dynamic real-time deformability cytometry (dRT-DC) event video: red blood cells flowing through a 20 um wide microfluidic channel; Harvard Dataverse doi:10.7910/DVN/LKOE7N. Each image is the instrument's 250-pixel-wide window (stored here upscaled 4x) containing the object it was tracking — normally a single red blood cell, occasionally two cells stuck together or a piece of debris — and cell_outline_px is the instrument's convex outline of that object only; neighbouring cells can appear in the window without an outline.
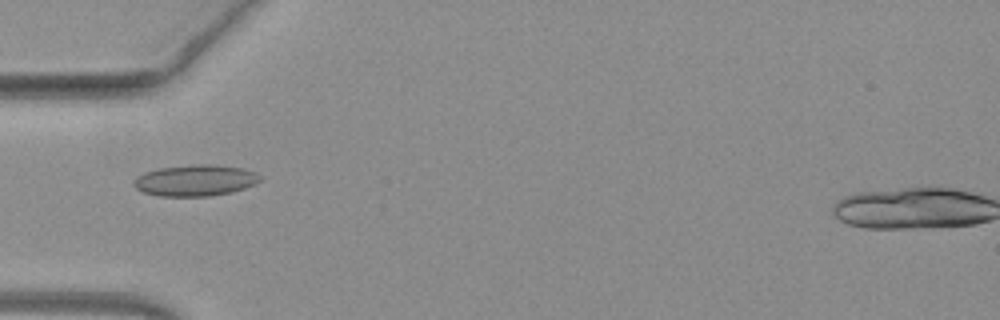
{"species": "common noctule bat (a hibernating species)", "species_latin": "Nyctalus noctula", "temperature_condition": "warm", "stored_images_in_passage": 35, "camera_frame_rate_fps": 3000, "um_per_image_px": 0.085, "animal": {"sex": "female", "body_mass_g": 19.3, "forearm_length_mm": 54.1}, "frame": {"image": 1, "passage_image": 1, "time_ms": 0.0, "image_size_px": [1000, 320], "cell_outline_px": [[260, 180], [256, 184], [232, 192], [208, 196], [160, 196], [144, 192], [136, 188], [132, 184], [132, 180], [136, 176], [144, 172], [160, 168], [196, 164], [216, 164], [244, 168], [256, 172], [260, 176]], "centroid_in_image_um": [16.6, 15.32], "position_along_channel_um": 68.4, "area_um2": 23.18}}
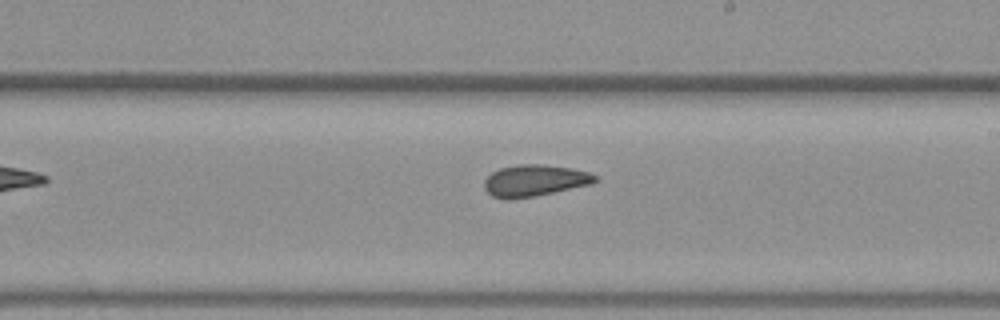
{"frame": {"image": 2, "passage_image": 14, "time_ms": 4.333, "image_size_px": [1000, 320], "cell_outline_px": [[600, 180], [592, 184], [536, 196], [508, 200], [492, 196], [484, 188], [484, 180], [492, 172], [500, 168], [520, 164], [544, 164], [572, 168], [588, 172], [600, 176]], "centroid_in_image_um": [45.48, 15.35], "position_along_channel_um": 243.5, "area_um2": 20.69}}
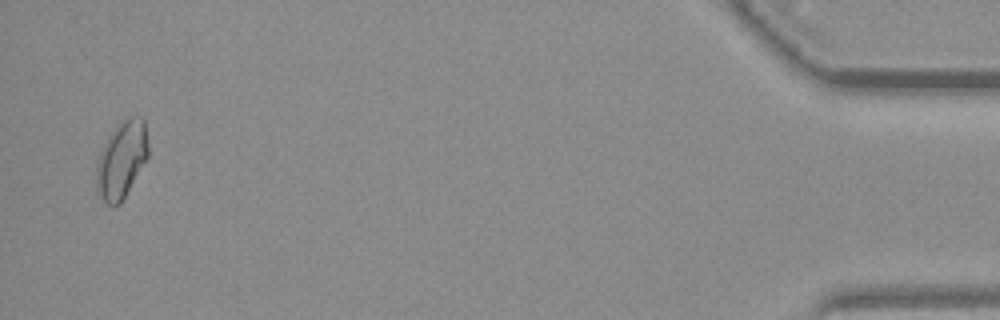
{"frame": {"image": 3, "passage_image": 34, "time_ms": 11.0, "image_size_px": [1000, 320], "cell_outline_px": [[148, 156], [120, 204], [108, 204], [96, 192], [96, 164], [100, 152], [108, 136], [116, 124], [124, 116], [144, 116], [148, 140]], "centroid_in_image_um": [10.33, 13.49], "position_along_channel_um": 424.9, "area_um2": 23.47}, "authors_computed_cell_mechanics": {"area_um2": 20.1722, "velocity_mm_per_s": 4.038, "shape_relaxation_time_tau1_ms": null, "shape_relaxation_time_tau2_ms": 4.1796, "deformation_change_tau1": null, "deformation_change_tau2": 0.1076}}